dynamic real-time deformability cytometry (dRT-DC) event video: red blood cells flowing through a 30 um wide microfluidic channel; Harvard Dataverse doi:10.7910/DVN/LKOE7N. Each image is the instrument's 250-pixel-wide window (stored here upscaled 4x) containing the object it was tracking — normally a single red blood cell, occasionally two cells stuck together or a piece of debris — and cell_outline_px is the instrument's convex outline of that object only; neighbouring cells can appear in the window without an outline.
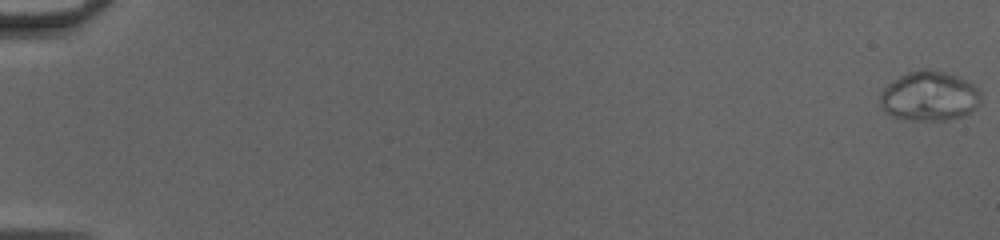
{"species": "common noctule bat (a hibernating species)", "species_latin": "Nyctalus noctula", "temperature_condition": "cold", "stored_images_in_passage": 52, "camera_frame_rate_fps": 3000, "um_per_image_px": 0.085, "animal": {"sex": "female", "body_mass_g": 20.0, "forearm_length_mm": 54.0}, "frame": {"image": 1, "passage_image": 1, "time_ms": 0.0, "image_size_px": [1000, 240], "cell_outline_px": [[980, 104], [976, 108], [960, 116], [944, 120], [912, 120], [892, 116], [884, 112], [880, 104], [880, 96], [884, 88], [888, 84], [900, 76], [908, 72], [924, 68], [928, 68], [944, 72], [956, 76], [972, 84], [980, 92]], "centroid_in_image_um": [78.97, 8.17], "position_along_channel_um": 6.0, "area_um2": 28.9}}
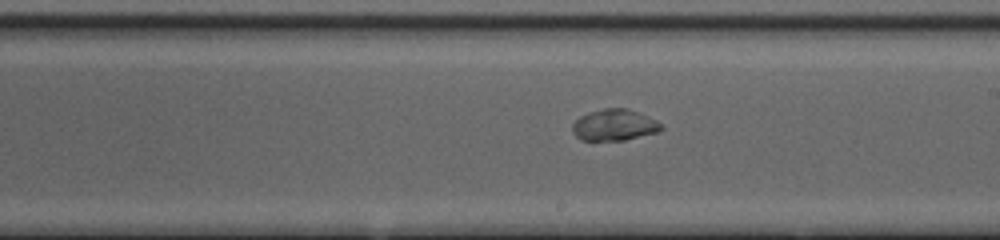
{"frame": {"image": 2, "passage_image": 32, "time_ms": 10.333, "image_size_px": [1000, 240], "cell_outline_px": [[664, 128], [660, 132], [624, 140], [580, 140], [572, 132], [572, 124], [580, 116], [588, 112], [604, 108], [628, 108], [656, 120]], "centroid_in_image_um": [52.21, 10.63], "position_along_channel_um": 236.8, "area_um2": 16.3}}
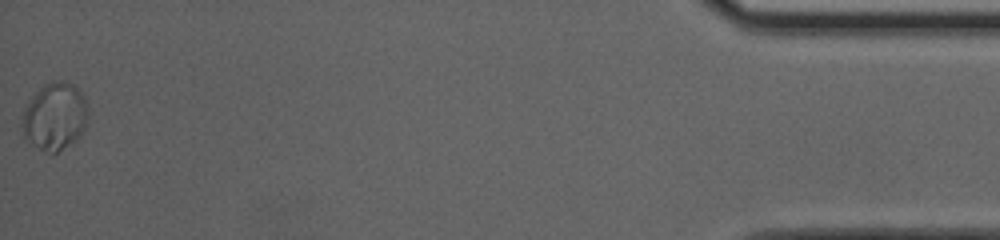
{"frame": {"image": 3, "passage_image": 52, "time_ms": 17.0, "image_size_px": [1000, 240], "cell_outline_px": [[88, 124], [84, 132], [76, 140], [52, 156], [24, 140], [20, 124], [20, 116], [24, 108], [32, 96], [44, 84], [52, 80], [60, 80], [72, 84], [84, 96], [88, 112]], "centroid_in_image_um": [4.63, 9.94], "position_along_channel_um": 430.6, "area_um2": 26.76}, "authors_computed_cell_mechanics": {"area_um2": 19.6231, "velocity_mm_per_s": 4.1681, "shape_relaxation_time_tau1_ms": 7.433, "shape_relaxation_time_tau2_ms": null, "deformation_change_tau1": 0.1914, "deformation_change_tau2": null}}